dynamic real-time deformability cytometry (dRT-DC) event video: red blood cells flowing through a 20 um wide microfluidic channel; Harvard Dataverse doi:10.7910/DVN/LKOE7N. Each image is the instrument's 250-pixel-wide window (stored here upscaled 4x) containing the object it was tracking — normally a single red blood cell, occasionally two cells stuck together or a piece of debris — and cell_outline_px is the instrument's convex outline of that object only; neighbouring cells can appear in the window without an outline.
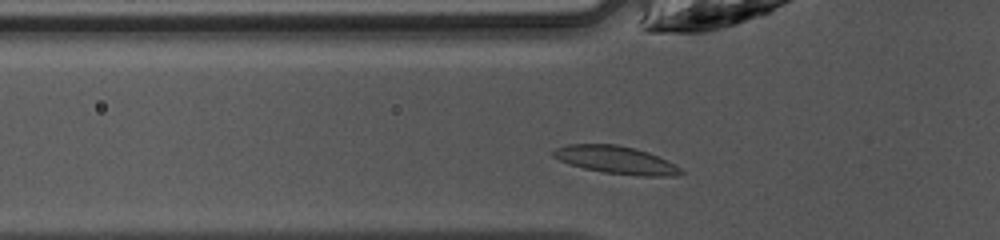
{"species": "common noctule bat (a hibernating species)", "species_latin": "Nyctalus noctula", "temperature_condition": "warm", "stored_images_in_passage": 27, "camera_frame_rate_fps": 3000, "um_per_image_px": 0.085, "animal": {"sex": "female", "body_mass_g": 10.0, "forearm_length_mm": 53.1}, "frame": {"image": 1, "passage_image": 2, "time_ms": 0.333, "image_size_px": [1000, 240], "cell_outline_px": [[684, 172], [676, 176], [640, 176], [604, 172], [584, 168], [560, 160], [552, 156], [552, 152], [556, 148], [568, 144], [616, 144], [636, 148], [648, 152], [680, 168]], "centroid_in_image_um": [52.34, 13.59], "position_along_channel_um": 73.5, "area_um2": 20.29}}
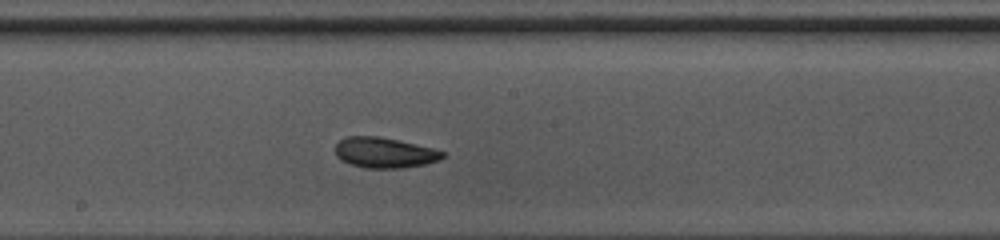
{"frame": {"image": 2, "passage_image": 12, "time_ms": 3.667, "image_size_px": [1000, 240], "cell_outline_px": [[444, 156], [440, 160], [424, 164], [400, 168], [364, 168], [348, 164], [340, 160], [336, 156], [336, 144], [344, 136], [376, 136], [396, 140], [432, 148], [444, 152]], "centroid_in_image_um": [32.63, 12.98], "position_along_channel_um": 215.6, "area_um2": 18.96}}
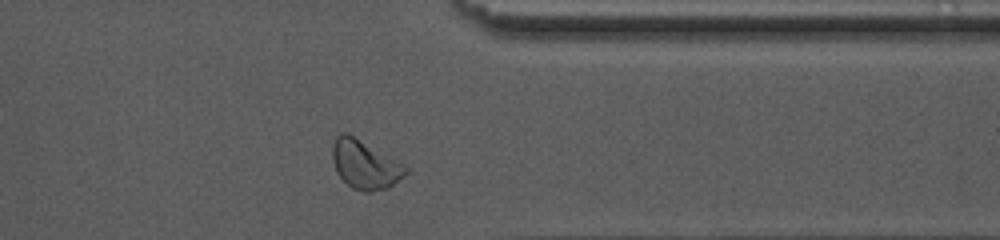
{"frame": {"image": 3, "passage_image": 24, "time_ms": 7.667, "image_size_px": [1000, 240], "cell_outline_px": [[408, 172], [388, 188], [372, 192], [364, 192], [352, 188], [336, 172], [332, 160], [332, 144], [336, 136], [340, 132], [348, 132], [404, 164], [408, 168]], "centroid_in_image_um": [31.0, 13.97], "position_along_channel_um": 380.4, "area_um2": 20.92}, "authors_computed_cell_mechanics": {"area_um2": 19.0162, "velocity_mm_per_s": 4.2296, "shape_relaxation_time_tau1_ms": 2.4529, "shape_relaxation_time_tau2_ms": 1.477, "deformation_change_tau1": 0.0839, "deformation_change_tau2": 0.0674}}